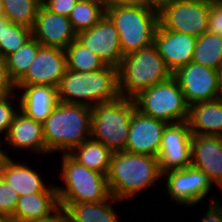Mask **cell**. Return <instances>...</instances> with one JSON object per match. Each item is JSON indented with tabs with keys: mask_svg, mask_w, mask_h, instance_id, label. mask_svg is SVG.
<instances>
[{
	"mask_svg": "<svg viewBox=\"0 0 222 222\" xmlns=\"http://www.w3.org/2000/svg\"><path fill=\"white\" fill-rule=\"evenodd\" d=\"M106 176L111 196L120 201L136 198L162 180L157 157L127 151L113 152Z\"/></svg>",
	"mask_w": 222,
	"mask_h": 222,
	"instance_id": "obj_1",
	"label": "cell"
},
{
	"mask_svg": "<svg viewBox=\"0 0 222 222\" xmlns=\"http://www.w3.org/2000/svg\"><path fill=\"white\" fill-rule=\"evenodd\" d=\"M59 102L93 108L120 97L118 69L107 65L97 71L65 70L58 87Z\"/></svg>",
	"mask_w": 222,
	"mask_h": 222,
	"instance_id": "obj_2",
	"label": "cell"
},
{
	"mask_svg": "<svg viewBox=\"0 0 222 222\" xmlns=\"http://www.w3.org/2000/svg\"><path fill=\"white\" fill-rule=\"evenodd\" d=\"M92 108L59 102L43 122L48 154L69 153L91 136Z\"/></svg>",
	"mask_w": 222,
	"mask_h": 222,
	"instance_id": "obj_3",
	"label": "cell"
},
{
	"mask_svg": "<svg viewBox=\"0 0 222 222\" xmlns=\"http://www.w3.org/2000/svg\"><path fill=\"white\" fill-rule=\"evenodd\" d=\"M106 15L118 30L123 56L154 44L159 25L157 8L148 4L106 5Z\"/></svg>",
	"mask_w": 222,
	"mask_h": 222,
	"instance_id": "obj_4",
	"label": "cell"
},
{
	"mask_svg": "<svg viewBox=\"0 0 222 222\" xmlns=\"http://www.w3.org/2000/svg\"><path fill=\"white\" fill-rule=\"evenodd\" d=\"M117 69L120 97L129 99L173 76L154 44L123 56Z\"/></svg>",
	"mask_w": 222,
	"mask_h": 222,
	"instance_id": "obj_5",
	"label": "cell"
},
{
	"mask_svg": "<svg viewBox=\"0 0 222 222\" xmlns=\"http://www.w3.org/2000/svg\"><path fill=\"white\" fill-rule=\"evenodd\" d=\"M61 163L64 185L55 186L59 203L100 202L111 196L106 174L88 169L68 153L61 154Z\"/></svg>",
	"mask_w": 222,
	"mask_h": 222,
	"instance_id": "obj_6",
	"label": "cell"
},
{
	"mask_svg": "<svg viewBox=\"0 0 222 222\" xmlns=\"http://www.w3.org/2000/svg\"><path fill=\"white\" fill-rule=\"evenodd\" d=\"M135 109L133 99L122 97L97 104L92 108L90 138L103 143L112 152L124 151Z\"/></svg>",
	"mask_w": 222,
	"mask_h": 222,
	"instance_id": "obj_7",
	"label": "cell"
},
{
	"mask_svg": "<svg viewBox=\"0 0 222 222\" xmlns=\"http://www.w3.org/2000/svg\"><path fill=\"white\" fill-rule=\"evenodd\" d=\"M136 110L166 123L187 121L189 105L177 79L168 80L148 87L133 98Z\"/></svg>",
	"mask_w": 222,
	"mask_h": 222,
	"instance_id": "obj_8",
	"label": "cell"
},
{
	"mask_svg": "<svg viewBox=\"0 0 222 222\" xmlns=\"http://www.w3.org/2000/svg\"><path fill=\"white\" fill-rule=\"evenodd\" d=\"M159 25L196 38L208 31L210 0H173L159 9Z\"/></svg>",
	"mask_w": 222,
	"mask_h": 222,
	"instance_id": "obj_9",
	"label": "cell"
},
{
	"mask_svg": "<svg viewBox=\"0 0 222 222\" xmlns=\"http://www.w3.org/2000/svg\"><path fill=\"white\" fill-rule=\"evenodd\" d=\"M161 181L170 201L186 207L202 203L205 197H208V193L210 197L214 185L205 172L193 165L165 172Z\"/></svg>",
	"mask_w": 222,
	"mask_h": 222,
	"instance_id": "obj_10",
	"label": "cell"
},
{
	"mask_svg": "<svg viewBox=\"0 0 222 222\" xmlns=\"http://www.w3.org/2000/svg\"><path fill=\"white\" fill-rule=\"evenodd\" d=\"M191 140L192 133L187 121L167 124L157 156L161 174L191 165Z\"/></svg>",
	"mask_w": 222,
	"mask_h": 222,
	"instance_id": "obj_11",
	"label": "cell"
},
{
	"mask_svg": "<svg viewBox=\"0 0 222 222\" xmlns=\"http://www.w3.org/2000/svg\"><path fill=\"white\" fill-rule=\"evenodd\" d=\"M173 76L177 79L188 105L213 100L222 96L216 70L189 62Z\"/></svg>",
	"mask_w": 222,
	"mask_h": 222,
	"instance_id": "obj_12",
	"label": "cell"
},
{
	"mask_svg": "<svg viewBox=\"0 0 222 222\" xmlns=\"http://www.w3.org/2000/svg\"><path fill=\"white\" fill-rule=\"evenodd\" d=\"M76 40L94 52L106 65L119 67L123 54L118 30L106 14L92 28L77 33Z\"/></svg>",
	"mask_w": 222,
	"mask_h": 222,
	"instance_id": "obj_13",
	"label": "cell"
},
{
	"mask_svg": "<svg viewBox=\"0 0 222 222\" xmlns=\"http://www.w3.org/2000/svg\"><path fill=\"white\" fill-rule=\"evenodd\" d=\"M168 123L134 110L124 151L158 156L163 131Z\"/></svg>",
	"mask_w": 222,
	"mask_h": 222,
	"instance_id": "obj_14",
	"label": "cell"
},
{
	"mask_svg": "<svg viewBox=\"0 0 222 222\" xmlns=\"http://www.w3.org/2000/svg\"><path fill=\"white\" fill-rule=\"evenodd\" d=\"M66 70L65 51L41 46L25 76L16 85H50L58 87Z\"/></svg>",
	"mask_w": 222,
	"mask_h": 222,
	"instance_id": "obj_15",
	"label": "cell"
},
{
	"mask_svg": "<svg viewBox=\"0 0 222 222\" xmlns=\"http://www.w3.org/2000/svg\"><path fill=\"white\" fill-rule=\"evenodd\" d=\"M196 41L197 38L192 35L170 31L160 25L154 36L159 56L172 73L192 62Z\"/></svg>",
	"mask_w": 222,
	"mask_h": 222,
	"instance_id": "obj_16",
	"label": "cell"
},
{
	"mask_svg": "<svg viewBox=\"0 0 222 222\" xmlns=\"http://www.w3.org/2000/svg\"><path fill=\"white\" fill-rule=\"evenodd\" d=\"M32 36L42 46L56 47L65 50L75 39L68 17L47 10L42 4L32 28Z\"/></svg>",
	"mask_w": 222,
	"mask_h": 222,
	"instance_id": "obj_17",
	"label": "cell"
},
{
	"mask_svg": "<svg viewBox=\"0 0 222 222\" xmlns=\"http://www.w3.org/2000/svg\"><path fill=\"white\" fill-rule=\"evenodd\" d=\"M192 163L222 192V136L192 134Z\"/></svg>",
	"mask_w": 222,
	"mask_h": 222,
	"instance_id": "obj_18",
	"label": "cell"
},
{
	"mask_svg": "<svg viewBox=\"0 0 222 222\" xmlns=\"http://www.w3.org/2000/svg\"><path fill=\"white\" fill-rule=\"evenodd\" d=\"M20 91L19 111L25 116L43 123L59 103L58 90L50 85H16Z\"/></svg>",
	"mask_w": 222,
	"mask_h": 222,
	"instance_id": "obj_19",
	"label": "cell"
},
{
	"mask_svg": "<svg viewBox=\"0 0 222 222\" xmlns=\"http://www.w3.org/2000/svg\"><path fill=\"white\" fill-rule=\"evenodd\" d=\"M2 140L13 150H29L31 153L48 155L43 135V123L35 121L18 112Z\"/></svg>",
	"mask_w": 222,
	"mask_h": 222,
	"instance_id": "obj_20",
	"label": "cell"
},
{
	"mask_svg": "<svg viewBox=\"0 0 222 222\" xmlns=\"http://www.w3.org/2000/svg\"><path fill=\"white\" fill-rule=\"evenodd\" d=\"M27 163H21L12 159L6 162L1 178L17 192L19 196L38 193V192H56V187L50 183L45 184L41 174L36 172Z\"/></svg>",
	"mask_w": 222,
	"mask_h": 222,
	"instance_id": "obj_21",
	"label": "cell"
},
{
	"mask_svg": "<svg viewBox=\"0 0 222 222\" xmlns=\"http://www.w3.org/2000/svg\"><path fill=\"white\" fill-rule=\"evenodd\" d=\"M187 122L192 134L222 136V96L190 105Z\"/></svg>",
	"mask_w": 222,
	"mask_h": 222,
	"instance_id": "obj_22",
	"label": "cell"
},
{
	"mask_svg": "<svg viewBox=\"0 0 222 222\" xmlns=\"http://www.w3.org/2000/svg\"><path fill=\"white\" fill-rule=\"evenodd\" d=\"M121 202L110 196L100 202L59 203L64 210L65 222H122L113 203Z\"/></svg>",
	"mask_w": 222,
	"mask_h": 222,
	"instance_id": "obj_23",
	"label": "cell"
},
{
	"mask_svg": "<svg viewBox=\"0 0 222 222\" xmlns=\"http://www.w3.org/2000/svg\"><path fill=\"white\" fill-rule=\"evenodd\" d=\"M59 208L57 192L30 193L19 196L11 218L18 222L44 219L53 215Z\"/></svg>",
	"mask_w": 222,
	"mask_h": 222,
	"instance_id": "obj_24",
	"label": "cell"
},
{
	"mask_svg": "<svg viewBox=\"0 0 222 222\" xmlns=\"http://www.w3.org/2000/svg\"><path fill=\"white\" fill-rule=\"evenodd\" d=\"M68 154L88 169L107 175L113 152L103 143L89 138Z\"/></svg>",
	"mask_w": 222,
	"mask_h": 222,
	"instance_id": "obj_25",
	"label": "cell"
},
{
	"mask_svg": "<svg viewBox=\"0 0 222 222\" xmlns=\"http://www.w3.org/2000/svg\"><path fill=\"white\" fill-rule=\"evenodd\" d=\"M105 14L104 0H78L68 18L77 34L95 26Z\"/></svg>",
	"mask_w": 222,
	"mask_h": 222,
	"instance_id": "obj_26",
	"label": "cell"
},
{
	"mask_svg": "<svg viewBox=\"0 0 222 222\" xmlns=\"http://www.w3.org/2000/svg\"><path fill=\"white\" fill-rule=\"evenodd\" d=\"M41 46L40 42L32 36L16 52L5 58L9 76L15 84L25 76Z\"/></svg>",
	"mask_w": 222,
	"mask_h": 222,
	"instance_id": "obj_27",
	"label": "cell"
},
{
	"mask_svg": "<svg viewBox=\"0 0 222 222\" xmlns=\"http://www.w3.org/2000/svg\"><path fill=\"white\" fill-rule=\"evenodd\" d=\"M192 62L216 70L222 62V36L209 32L199 36Z\"/></svg>",
	"mask_w": 222,
	"mask_h": 222,
	"instance_id": "obj_28",
	"label": "cell"
},
{
	"mask_svg": "<svg viewBox=\"0 0 222 222\" xmlns=\"http://www.w3.org/2000/svg\"><path fill=\"white\" fill-rule=\"evenodd\" d=\"M32 37V29L11 23L6 17L0 19V57L5 59L16 52Z\"/></svg>",
	"mask_w": 222,
	"mask_h": 222,
	"instance_id": "obj_29",
	"label": "cell"
},
{
	"mask_svg": "<svg viewBox=\"0 0 222 222\" xmlns=\"http://www.w3.org/2000/svg\"><path fill=\"white\" fill-rule=\"evenodd\" d=\"M64 51L67 69L74 71H97L107 66L94 52L84 47L76 39Z\"/></svg>",
	"mask_w": 222,
	"mask_h": 222,
	"instance_id": "obj_30",
	"label": "cell"
},
{
	"mask_svg": "<svg viewBox=\"0 0 222 222\" xmlns=\"http://www.w3.org/2000/svg\"><path fill=\"white\" fill-rule=\"evenodd\" d=\"M5 17L14 24L33 28L42 0H2Z\"/></svg>",
	"mask_w": 222,
	"mask_h": 222,
	"instance_id": "obj_31",
	"label": "cell"
},
{
	"mask_svg": "<svg viewBox=\"0 0 222 222\" xmlns=\"http://www.w3.org/2000/svg\"><path fill=\"white\" fill-rule=\"evenodd\" d=\"M17 97L16 91L0 98V135H3V137L7 135L15 115L19 112V101L17 100V103H14Z\"/></svg>",
	"mask_w": 222,
	"mask_h": 222,
	"instance_id": "obj_32",
	"label": "cell"
},
{
	"mask_svg": "<svg viewBox=\"0 0 222 222\" xmlns=\"http://www.w3.org/2000/svg\"><path fill=\"white\" fill-rule=\"evenodd\" d=\"M18 198L17 192L0 177V218L13 216Z\"/></svg>",
	"mask_w": 222,
	"mask_h": 222,
	"instance_id": "obj_33",
	"label": "cell"
},
{
	"mask_svg": "<svg viewBox=\"0 0 222 222\" xmlns=\"http://www.w3.org/2000/svg\"><path fill=\"white\" fill-rule=\"evenodd\" d=\"M207 32L222 36V0H210Z\"/></svg>",
	"mask_w": 222,
	"mask_h": 222,
	"instance_id": "obj_34",
	"label": "cell"
},
{
	"mask_svg": "<svg viewBox=\"0 0 222 222\" xmlns=\"http://www.w3.org/2000/svg\"><path fill=\"white\" fill-rule=\"evenodd\" d=\"M78 0H42V5L49 11L69 17Z\"/></svg>",
	"mask_w": 222,
	"mask_h": 222,
	"instance_id": "obj_35",
	"label": "cell"
},
{
	"mask_svg": "<svg viewBox=\"0 0 222 222\" xmlns=\"http://www.w3.org/2000/svg\"><path fill=\"white\" fill-rule=\"evenodd\" d=\"M214 195V196H213ZM211 195L210 205L205 209V213L202 215V219L198 220V222H222V204L218 201L215 194ZM207 210V211H206Z\"/></svg>",
	"mask_w": 222,
	"mask_h": 222,
	"instance_id": "obj_36",
	"label": "cell"
},
{
	"mask_svg": "<svg viewBox=\"0 0 222 222\" xmlns=\"http://www.w3.org/2000/svg\"><path fill=\"white\" fill-rule=\"evenodd\" d=\"M16 92V84L11 80L5 59L0 57V98Z\"/></svg>",
	"mask_w": 222,
	"mask_h": 222,
	"instance_id": "obj_37",
	"label": "cell"
},
{
	"mask_svg": "<svg viewBox=\"0 0 222 222\" xmlns=\"http://www.w3.org/2000/svg\"><path fill=\"white\" fill-rule=\"evenodd\" d=\"M29 222H65L64 210L62 208H59L53 215L49 217Z\"/></svg>",
	"mask_w": 222,
	"mask_h": 222,
	"instance_id": "obj_38",
	"label": "cell"
},
{
	"mask_svg": "<svg viewBox=\"0 0 222 222\" xmlns=\"http://www.w3.org/2000/svg\"><path fill=\"white\" fill-rule=\"evenodd\" d=\"M106 5H141L146 4V0H104Z\"/></svg>",
	"mask_w": 222,
	"mask_h": 222,
	"instance_id": "obj_39",
	"label": "cell"
},
{
	"mask_svg": "<svg viewBox=\"0 0 222 222\" xmlns=\"http://www.w3.org/2000/svg\"><path fill=\"white\" fill-rule=\"evenodd\" d=\"M5 147V143H4V145H3V142H2V140H1V138H0V177H1V173H2V171L4 170V166H5V164H6V162L11 158L9 155V153L10 152H8V150H6L5 148H4V151H3V148H1V147Z\"/></svg>",
	"mask_w": 222,
	"mask_h": 222,
	"instance_id": "obj_40",
	"label": "cell"
},
{
	"mask_svg": "<svg viewBox=\"0 0 222 222\" xmlns=\"http://www.w3.org/2000/svg\"><path fill=\"white\" fill-rule=\"evenodd\" d=\"M173 0H146V4L159 9L163 4Z\"/></svg>",
	"mask_w": 222,
	"mask_h": 222,
	"instance_id": "obj_41",
	"label": "cell"
},
{
	"mask_svg": "<svg viewBox=\"0 0 222 222\" xmlns=\"http://www.w3.org/2000/svg\"><path fill=\"white\" fill-rule=\"evenodd\" d=\"M216 74L218 78V86L222 94V62L221 64L216 68Z\"/></svg>",
	"mask_w": 222,
	"mask_h": 222,
	"instance_id": "obj_42",
	"label": "cell"
},
{
	"mask_svg": "<svg viewBox=\"0 0 222 222\" xmlns=\"http://www.w3.org/2000/svg\"><path fill=\"white\" fill-rule=\"evenodd\" d=\"M5 17L4 8H3V1L0 0V19Z\"/></svg>",
	"mask_w": 222,
	"mask_h": 222,
	"instance_id": "obj_43",
	"label": "cell"
},
{
	"mask_svg": "<svg viewBox=\"0 0 222 222\" xmlns=\"http://www.w3.org/2000/svg\"><path fill=\"white\" fill-rule=\"evenodd\" d=\"M0 222H18V221L14 220L13 218L1 217Z\"/></svg>",
	"mask_w": 222,
	"mask_h": 222,
	"instance_id": "obj_44",
	"label": "cell"
}]
</instances>
